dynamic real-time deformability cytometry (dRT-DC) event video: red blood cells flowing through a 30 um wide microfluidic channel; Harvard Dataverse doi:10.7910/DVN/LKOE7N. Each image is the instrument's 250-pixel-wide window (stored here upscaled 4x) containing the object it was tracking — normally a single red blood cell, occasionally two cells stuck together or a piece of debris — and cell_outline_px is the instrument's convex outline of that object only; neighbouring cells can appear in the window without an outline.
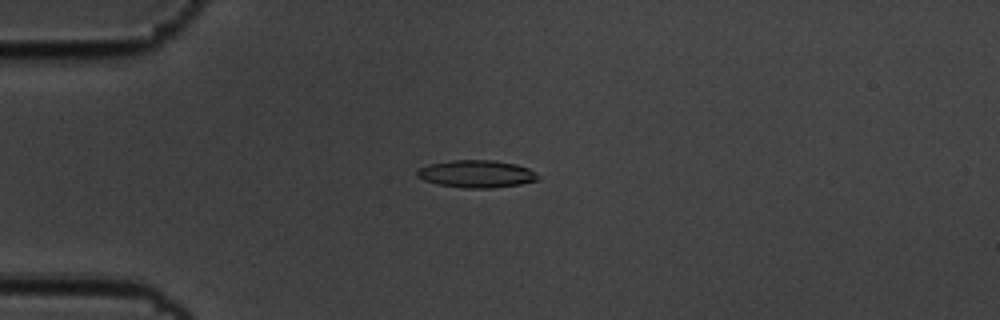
{"species": "common noctule bat (a hibernating species)", "species_latin": "Nyctalus noctula", "temperature_condition": "cold", "stored_images_in_passage": 57, "camera_frame_rate_fps": 3000, "um_per_image_px": 0.085, "animal": {"sex": "male", "body_mass_g": 19.5, "forearm_length_mm": 54.6}, "frame": {"image": 1, "passage_image": 14, "time_ms": 4.333, "image_size_px": [1000, 320], "cell_outline_px": [[540, 180], [520, 184], [492, 188], [464, 188], [436, 184], [424, 180], [416, 176], [416, 172], [420, 168], [428, 164], [452, 160], [492, 160], [516, 164], [528, 168], [540, 176]], "centroid_in_image_um": [40.5, 14.78], "position_along_channel_um": 44.5, "area_um2": 19.42}}
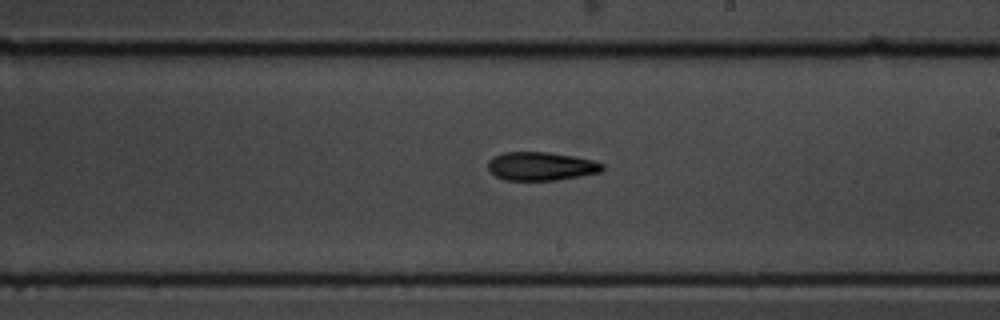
{"frame": {"image": 2, "passage_image": 33, "time_ms": 10.667, "image_size_px": [1000, 320], "cell_outline_px": [[604, 168], [600, 172], [580, 176], [556, 180], [504, 180], [496, 176], [488, 168], [488, 160], [504, 152], [548, 152], [572, 156], [592, 160], [604, 164]], "centroid_in_image_um": [45.99, 14.13], "position_along_channel_um": 243.0, "area_um2": 18.84}}
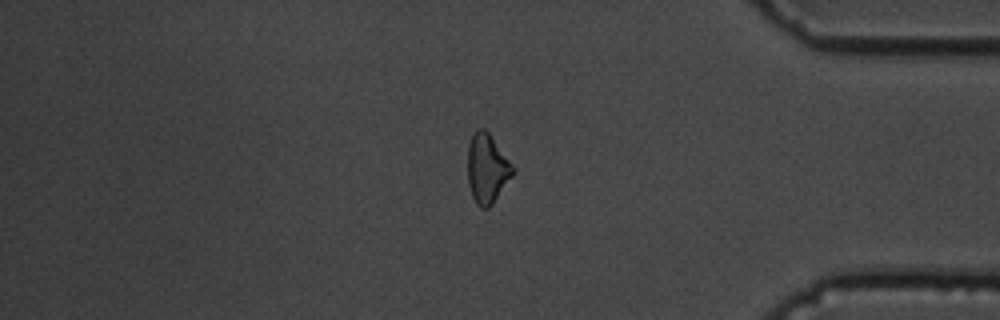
{"frame": {"image": 3, "passage_image": 48, "time_ms": 15.667, "image_size_px": [1000, 320], "cell_outline_px": [[516, 172], [492, 204], [488, 208], [480, 208], [476, 204], [472, 196], [468, 184], [468, 144], [472, 132], [476, 128], [484, 128], [488, 132], [516, 168]], "centroid_in_image_um": [41.41, 14.31], "position_along_channel_um": 393.8, "area_um2": 18.55}, "authors_computed_cell_mechanics": {"area_um2": 18.496, "velocity_mm_per_s": 3.4807, "shape_relaxation_time_tau1_ms": 6.0164, "shape_relaxation_time_tau2_ms": 4.6813, "deformation_change_tau1": 0.1723, "deformation_change_tau2": 0.1312}}